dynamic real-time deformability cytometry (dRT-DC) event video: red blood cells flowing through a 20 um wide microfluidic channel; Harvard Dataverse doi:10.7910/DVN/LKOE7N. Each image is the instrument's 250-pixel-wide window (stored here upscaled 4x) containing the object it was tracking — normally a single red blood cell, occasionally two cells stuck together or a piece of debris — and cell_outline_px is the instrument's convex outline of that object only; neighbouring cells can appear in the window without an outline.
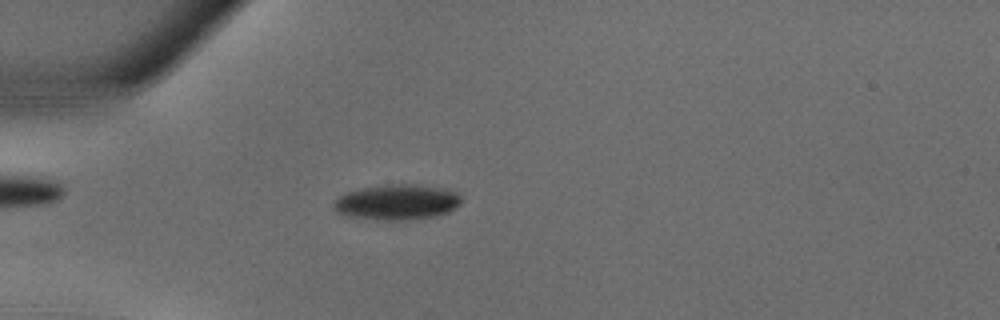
{"species": "common noctule bat (a hibernating species)", "species_latin": "Nyctalus noctula", "temperature_condition": "warm", "stored_images_in_passage": 21, "camera_frame_rate_fps": 3000, "um_per_image_px": 0.085, "animal": {"sex": "male", "body_mass_g": 18.8}, "frame": {"image": 1, "passage_image": 3, "time_ms": 0.667, "image_size_px": [1000, 320], "cell_outline_px": [[464, 200], [460, 204], [448, 212], [436, 216], [416, 220], [384, 220], [348, 216], [336, 212], [332, 208], [332, 204], [340, 196], [348, 192], [364, 188], [388, 184], [424, 184], [448, 188], [456, 192]], "centroid_in_image_um": [33.81, 17.18], "position_along_channel_um": 51.2, "area_um2": 26.7}}
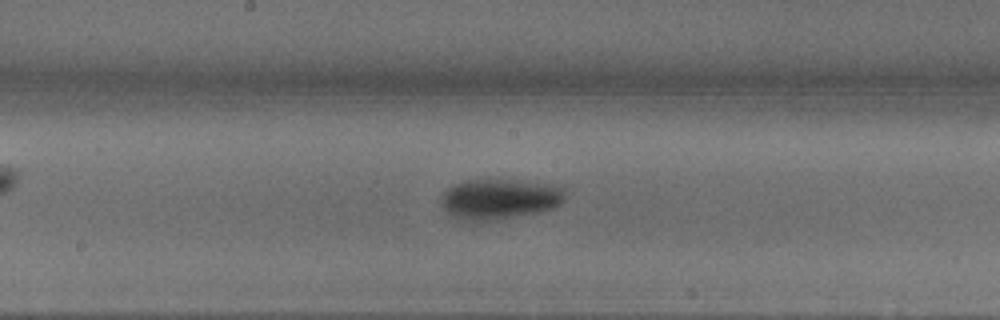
{"frame": {"image": 2, "passage_image": 12, "time_ms": 3.667, "image_size_px": [1000, 320], "cell_outline_px": [[564, 200], [556, 208], [536, 212], [484, 220], [468, 220], [456, 216], [448, 212], [440, 204], [440, 200], [444, 192], [448, 188], [464, 180], [520, 180], [552, 184], [564, 188]], "centroid_in_image_um": [42.49, 16.87], "position_along_channel_um": 205.7, "area_um2": 28.55}}
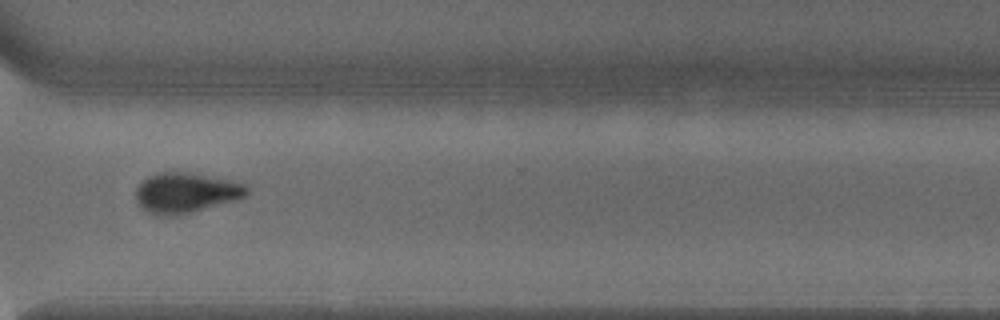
{"frame": {"image": 3, "passage_image": 20, "time_ms": 6.333, "image_size_px": [1000, 320], "cell_outline_px": [[248, 192], [244, 196], [236, 200], [176, 216], [156, 216], [140, 208], [136, 200], [136, 188], [148, 176], [160, 172], [184, 172], [244, 180], [248, 188]], "centroid_in_image_um": [15.84, 16.38], "position_along_channel_um": 354.8, "area_um2": 26.53}}